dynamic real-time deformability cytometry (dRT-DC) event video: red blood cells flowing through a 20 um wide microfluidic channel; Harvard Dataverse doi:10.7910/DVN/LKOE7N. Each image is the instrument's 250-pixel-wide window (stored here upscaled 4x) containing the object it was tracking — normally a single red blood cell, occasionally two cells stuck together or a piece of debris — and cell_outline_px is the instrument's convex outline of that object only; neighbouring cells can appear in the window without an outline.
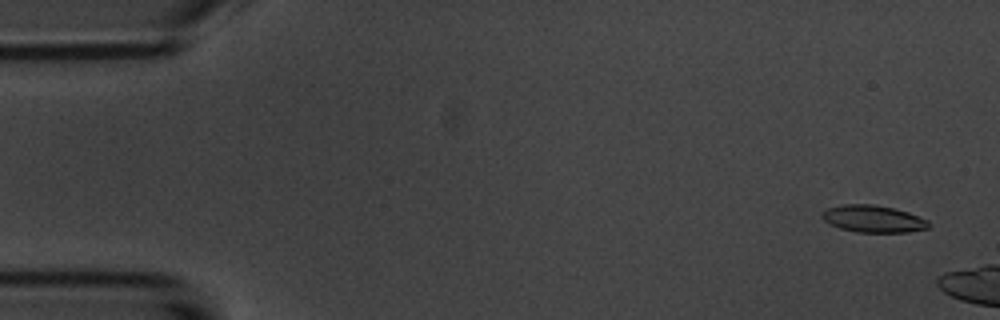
{"species": "common noctule bat (a hibernating species)", "species_latin": "Nyctalus noctula", "temperature_condition": "room temperature", "stored_images_in_passage": 3, "camera_frame_rate_fps": 3000, "um_per_image_px": 0.085, "animal": {"sex": "male", "body_mass_g": 20.1, "forearm_length_mm": 53.5}, "frame": {"image": 1, "passage_image": 1, "time_ms": 0.0, "image_size_px": [1000, 320], "cell_outline_px": [[932, 224], [928, 228], [908, 232], [856, 232], [840, 228], [824, 220], [820, 216], [828, 208], [840, 204], [872, 204], [892, 208], [908, 212], [928, 220]], "centroid_in_image_um": [74.24, 18.6], "position_along_channel_um": 10.8, "area_um2": 16.76}}